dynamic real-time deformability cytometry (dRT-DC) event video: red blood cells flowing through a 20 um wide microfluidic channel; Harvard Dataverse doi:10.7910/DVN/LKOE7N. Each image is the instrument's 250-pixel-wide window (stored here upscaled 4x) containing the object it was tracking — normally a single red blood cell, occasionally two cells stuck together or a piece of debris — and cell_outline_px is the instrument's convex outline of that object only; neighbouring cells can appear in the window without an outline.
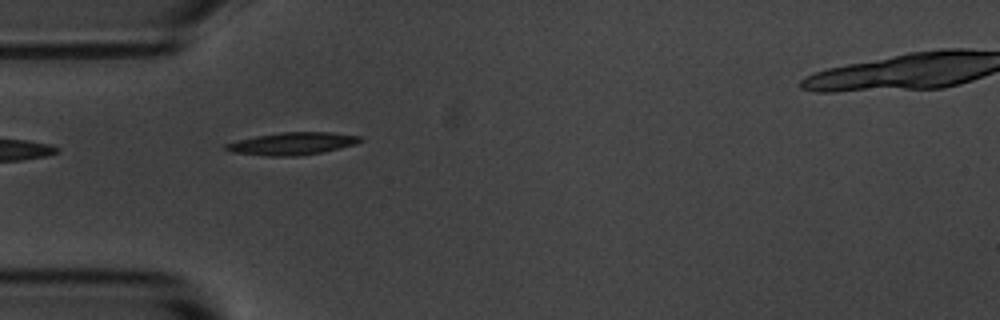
{"species": "common noctule bat (a hibernating species)", "species_latin": "Nyctalus noctula", "temperature_condition": "room temperature", "stored_images_in_passage": 6, "camera_frame_rate_fps": 3000, "um_per_image_px": 0.085, "animal": {"sex": "male", "body_mass_g": 20.1, "forearm_length_mm": 53.5}, "frame": {"image": 1, "passage_image": 5, "time_ms": 5.0, "image_size_px": [1000, 320], "cell_outline_px": [[364, 140], [356, 144], [340, 148], [300, 156], [268, 156], [232, 152], [224, 148], [224, 144], [236, 140], [256, 136], [280, 132], [332, 132], [360, 136]], "centroid_in_image_um": [24.84, 12.2], "position_along_channel_um": 60.2, "area_um2": 17.63}}